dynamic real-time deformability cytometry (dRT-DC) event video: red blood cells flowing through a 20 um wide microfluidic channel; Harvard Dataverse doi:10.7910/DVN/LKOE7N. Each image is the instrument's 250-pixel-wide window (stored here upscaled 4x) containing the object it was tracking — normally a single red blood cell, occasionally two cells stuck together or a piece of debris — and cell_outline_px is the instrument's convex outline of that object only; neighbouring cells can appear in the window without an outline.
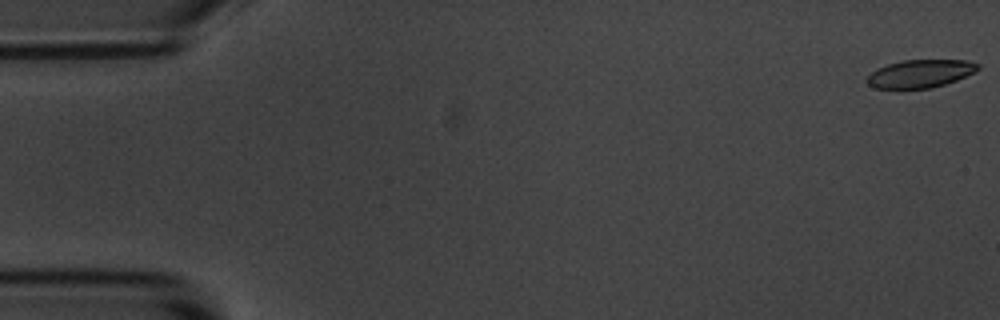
{"species": "common noctule bat (a hibernating species)", "species_latin": "Nyctalus noctula", "temperature_condition": "room temperature", "stored_images_in_passage": 6, "camera_frame_rate_fps": 3000, "um_per_image_px": 0.085, "animal": {"sex": "male", "body_mass_g": 20.1, "forearm_length_mm": 53.5}, "frame": {"image": 1, "passage_image": 1, "time_ms": 0.0, "image_size_px": [1000, 320], "cell_outline_px": [[980, 68], [976, 72], [956, 80], [932, 88], [876, 88], [868, 84], [864, 80], [876, 68], [888, 64], [904, 60], [968, 60], [980, 64]], "centroid_in_image_um": [78.24, 6.25], "position_along_channel_um": 6.8, "area_um2": 18.09}}